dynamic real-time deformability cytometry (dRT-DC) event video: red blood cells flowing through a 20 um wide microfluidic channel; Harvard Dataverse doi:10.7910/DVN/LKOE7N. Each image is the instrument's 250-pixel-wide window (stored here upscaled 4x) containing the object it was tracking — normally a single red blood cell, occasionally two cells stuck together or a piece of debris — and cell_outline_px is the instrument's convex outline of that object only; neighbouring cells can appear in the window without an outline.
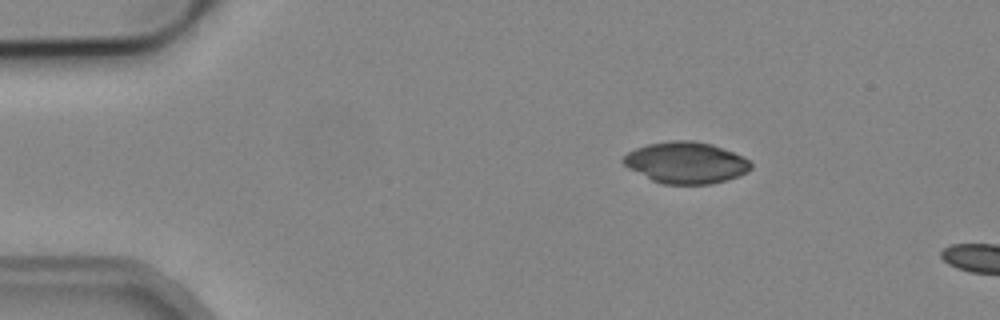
{"species": "common noctule bat (a hibernating species)", "species_latin": "Nyctalus noctula", "temperature_condition": "cold", "stored_images_in_passage": 2, "camera_frame_rate_fps": 3000, "um_per_image_px": 0.085, "animal": {"sex": "male", "body_mass_g": 19.2, "forearm_length_mm": 51.8}, "frame": {"image": 1, "passage_image": 1, "time_ms": 0.0, "image_size_px": [1000, 320], "cell_outline_px": [[752, 168], [748, 172], [740, 176], [728, 180], [712, 184], [664, 184], [652, 180], [628, 168], [620, 160], [628, 152], [636, 148], [648, 144], [672, 140], [692, 140], [712, 144], [744, 156], [752, 164]], "centroid_in_image_um": [58.33, 13.83], "position_along_channel_um": 26.7, "area_um2": 31.04}}